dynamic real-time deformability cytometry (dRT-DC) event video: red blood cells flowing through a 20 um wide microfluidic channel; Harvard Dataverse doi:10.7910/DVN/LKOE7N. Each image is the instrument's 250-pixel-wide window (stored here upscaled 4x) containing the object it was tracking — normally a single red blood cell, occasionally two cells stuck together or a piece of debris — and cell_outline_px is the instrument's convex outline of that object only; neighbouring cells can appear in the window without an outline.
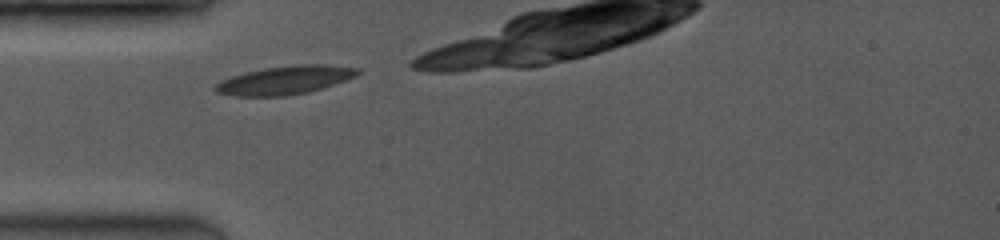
{"species": "common noctule bat (a hibernating species)", "species_latin": "Nyctalus noctula", "temperature_condition": "room temperature", "stored_images_in_passage": 6, "camera_frame_rate_fps": 3500, "um_per_image_px": 0.085, "animal": {"sex": "female", "body_mass_g": 19.0, "forearm_length_mm": 53.3}, "frame": {"image": 1, "passage_image": 1, "time_ms": 0.0, "image_size_px": [1000, 240], "cell_outline_px": [[360, 72], [356, 76], [308, 92], [288, 96], [232, 96], [216, 92], [212, 88], [216, 84], [232, 76], [244, 72], [264, 68], [296, 64], [328, 64], [360, 68]], "centroid_in_image_um": [24.21, 6.8], "position_along_channel_um": 60.8, "area_um2": 23.58}}
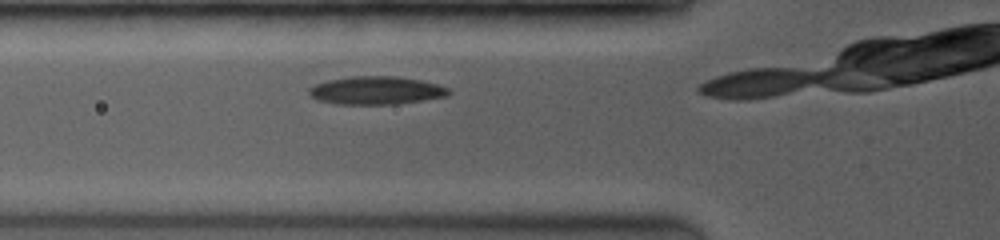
{"frame": {"image": 2, "passage_image": 5, "time_ms": 0.857, "image_size_px": [1000, 240], "cell_outline_px": [[452, 92], [448, 96], [396, 104], [336, 104], [316, 100], [308, 92], [308, 88], [316, 84], [328, 80], [352, 76], [396, 76], [420, 80], [436, 84], [448, 88]], "centroid_in_image_um": [31.96, 7.69], "position_along_channel_um": 93.8, "area_um2": 22.83}}